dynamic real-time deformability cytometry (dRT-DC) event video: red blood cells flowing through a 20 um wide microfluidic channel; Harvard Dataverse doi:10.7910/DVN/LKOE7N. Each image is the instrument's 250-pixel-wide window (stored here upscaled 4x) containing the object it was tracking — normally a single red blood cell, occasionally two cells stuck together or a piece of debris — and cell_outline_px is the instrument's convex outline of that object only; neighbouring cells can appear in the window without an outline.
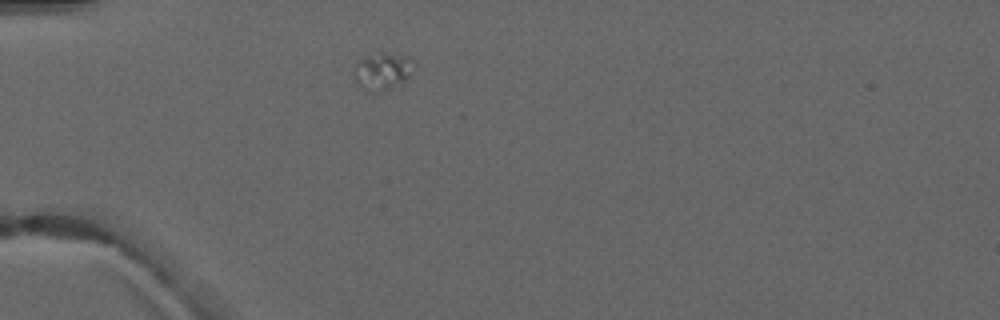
{"species": "common noctule bat (a hibernating species)", "species_latin": "Nyctalus noctula", "temperature_condition": "warm", "stored_images_in_passage": 1, "camera_frame_rate_fps": 3000, "um_per_image_px": 0.085, "animal": {"sex": "male", "forearm_length_mm": 52.5}, "frame": {"image": 1, "passage_image": 1, "time_ms": 0.0, "image_size_px": [1000, 320], "cell_outline_px": [[408, 76], [388, 88], [376, 92], [368, 92], [360, 88], [356, 84], [352, 76], [356, 64], [360, 60], [368, 56], [380, 52], [384, 52], [408, 56]], "centroid_in_image_um": [32.34, 6.06], "position_along_channel_um": 52.7, "area_um2": 12.25}}